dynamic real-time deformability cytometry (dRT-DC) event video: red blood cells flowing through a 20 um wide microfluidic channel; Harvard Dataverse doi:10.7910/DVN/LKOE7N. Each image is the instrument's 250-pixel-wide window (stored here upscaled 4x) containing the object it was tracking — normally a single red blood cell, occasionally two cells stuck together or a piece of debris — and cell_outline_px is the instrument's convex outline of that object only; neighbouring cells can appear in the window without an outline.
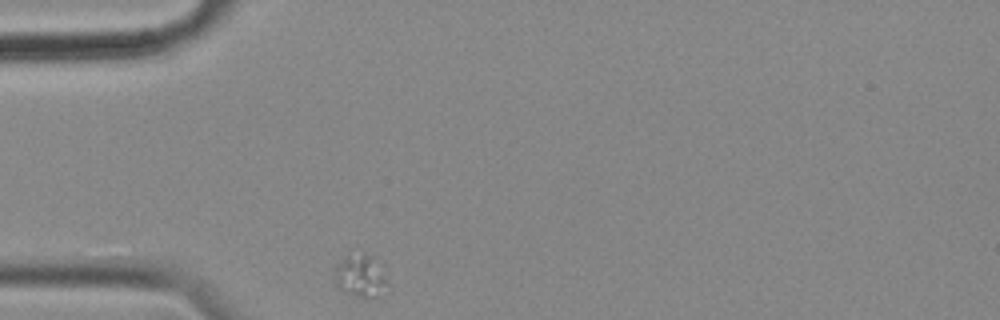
{"species": "common noctule bat (a hibernating species)", "species_latin": "Nyctalus noctula", "temperature_condition": "cold", "stored_images_in_passage": 33, "camera_frame_rate_fps": 3000, "um_per_image_px": 0.085, "animal": {"sex": "female", "body_mass_g": 18.4}, "frame": {"image": 1, "passage_image": 1, "time_ms": 0.0, "image_size_px": [1000, 320], "cell_outline_px": [[388, 280], [376, 296], [356, 296], [340, 288], [336, 284], [336, 268], [348, 256], [372, 256], [384, 264]], "centroid_in_image_um": [30.72, 23.44], "position_along_channel_um": 54.3, "area_um2": 12.25}}